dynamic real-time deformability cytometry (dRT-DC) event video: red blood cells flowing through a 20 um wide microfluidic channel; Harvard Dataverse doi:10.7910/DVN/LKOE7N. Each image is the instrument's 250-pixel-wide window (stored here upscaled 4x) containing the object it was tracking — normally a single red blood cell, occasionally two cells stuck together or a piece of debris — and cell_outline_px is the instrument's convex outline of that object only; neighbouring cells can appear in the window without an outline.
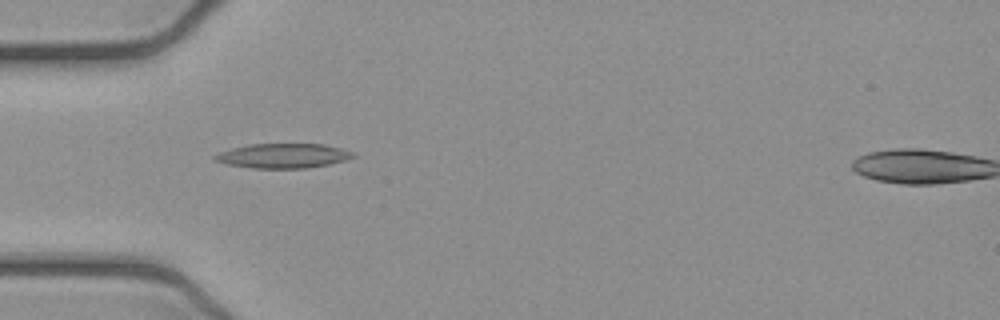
{"species": "common noctule bat (a hibernating species)", "species_latin": "Nyctalus noctula", "temperature_condition": "cold", "stored_images_in_passage": 40, "camera_frame_rate_fps": 3000, "um_per_image_px": 0.085, "animal": {"sex": "female", "body_mass_g": 21.9}, "frame": {"image": 1, "passage_image": 4, "time_ms": 1.0, "image_size_px": [1000, 320], "cell_outline_px": [[356, 156], [344, 160], [328, 164], [304, 168], [252, 168], [228, 164], [212, 160], [212, 156], [220, 152], [232, 148], [248, 144], [324, 144], [356, 152]], "centroid_in_image_um": [24.05, 13.23], "position_along_channel_um": 61.0, "area_um2": 19.77}}
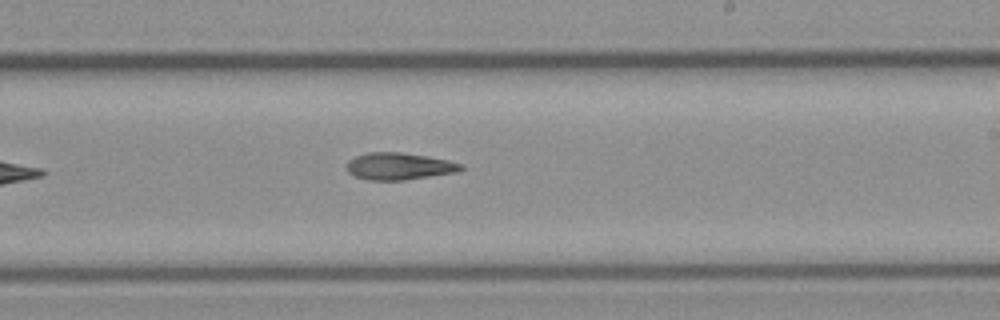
{"frame": {"image": 2, "passage_image": 19, "time_ms": 6.0, "image_size_px": [1000, 320], "cell_outline_px": [[464, 168], [456, 172], [404, 180], [368, 180], [356, 176], [348, 172], [348, 160], [356, 156], [368, 152], [400, 152], [428, 156], [448, 160], [460, 164]], "centroid_in_image_um": [33.91, 14.12], "position_along_channel_um": 255.1, "area_um2": 17.8}}
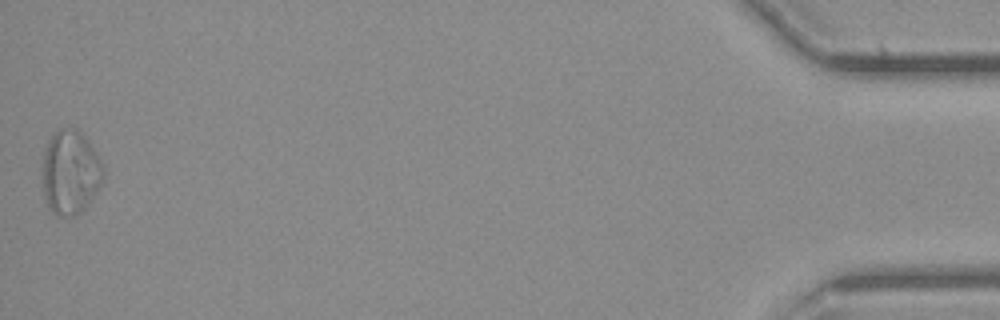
{"frame": {"image": 3, "passage_image": 40, "time_ms": 13.0, "image_size_px": [1000, 320], "cell_outline_px": [[104, 180], [100, 188], [84, 208], [80, 212], [72, 216], [56, 216], [48, 208], [44, 196], [44, 148], [48, 140], [60, 128], [76, 128], [88, 140], [104, 164]], "centroid_in_image_um": [6.01, 14.65], "position_along_channel_um": 429.2, "area_um2": 29.94}}